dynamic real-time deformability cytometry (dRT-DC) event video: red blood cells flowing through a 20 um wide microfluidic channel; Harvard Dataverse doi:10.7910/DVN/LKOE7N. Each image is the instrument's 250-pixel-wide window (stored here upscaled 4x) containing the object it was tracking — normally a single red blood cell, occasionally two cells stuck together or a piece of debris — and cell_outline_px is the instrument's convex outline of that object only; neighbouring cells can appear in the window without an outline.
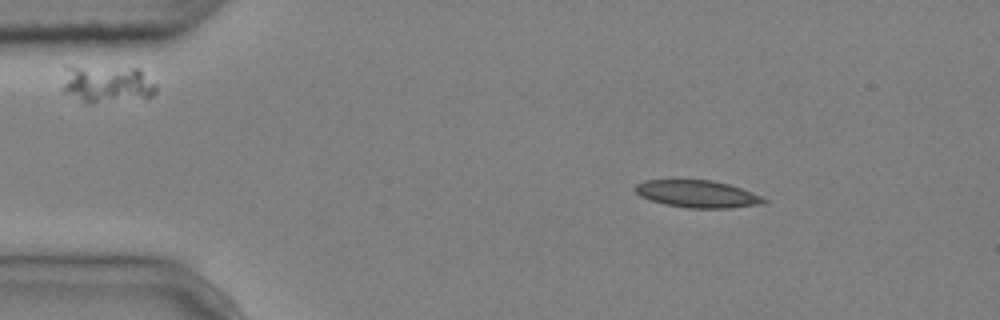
{"species": "common noctule bat (a hibernating species)", "species_latin": "Nyctalus noctula", "temperature_condition": "cold", "stored_images_in_passage": 4, "camera_frame_rate_fps": 3000, "um_per_image_px": 0.085, "animal": {"sex": "male", "body_mass_g": 20.4}, "frame": {"image": 1, "passage_image": 2, "time_ms": 0.333, "image_size_px": [1000, 320], "cell_outline_px": [[768, 200], [764, 204], [732, 208], [688, 208], [664, 204], [640, 196], [636, 192], [636, 184], [644, 180], [712, 180], [728, 184], [752, 192]], "centroid_in_image_um": [59.3, 16.49], "position_along_channel_um": 25.7, "area_um2": 20.35}}
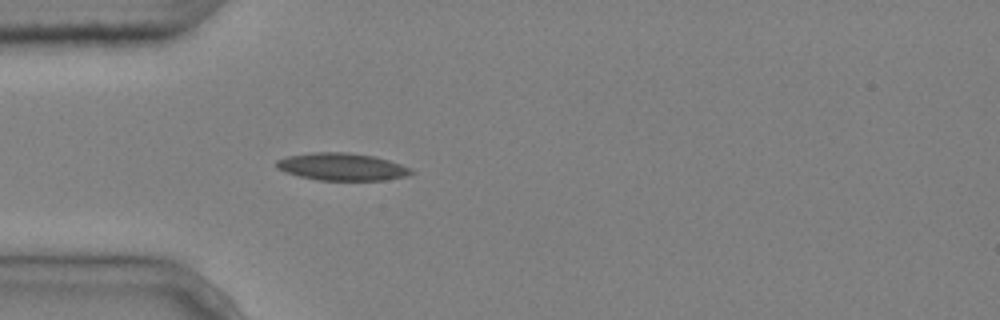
{"frame": {"image": 2, "passage_image": 4, "time_ms": 1.0, "image_size_px": [1000, 320], "cell_outline_px": [[416, 172], [408, 176], [384, 180], [320, 180], [300, 176], [284, 172], [276, 168], [276, 160], [288, 156], [312, 152], [348, 152], [376, 156], [412, 168]], "centroid_in_image_um": [29.09, 14.17], "position_along_channel_um": 55.9, "area_um2": 21.68}}